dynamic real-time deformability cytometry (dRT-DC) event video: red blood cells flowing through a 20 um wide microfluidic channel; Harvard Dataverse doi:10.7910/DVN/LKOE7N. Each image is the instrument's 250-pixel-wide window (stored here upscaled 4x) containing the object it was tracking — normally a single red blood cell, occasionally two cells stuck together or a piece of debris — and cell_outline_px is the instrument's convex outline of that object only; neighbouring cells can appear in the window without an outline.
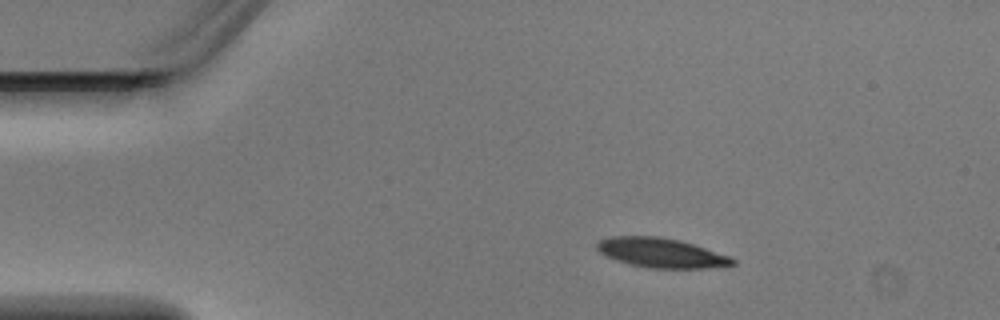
{"species": "Egyptian fruit bat (a non-hibernating species)", "species_latin": "Rousettus aegyptiacus", "temperature_condition": "warm", "stored_images_in_passage": 3, "camera_frame_rate_fps": 3000, "um_per_image_px": 0.085, "animal": {"sex": "male"}, "frame": {"image": 1, "passage_image": 2, "time_ms": 0.333, "image_size_px": [1000, 320], "cell_outline_px": [[736, 264], [708, 268], [648, 268], [628, 264], [616, 260], [600, 252], [596, 248], [596, 244], [600, 240], [612, 236], [660, 236], [680, 240], [732, 256], [736, 260]], "centroid_in_image_um": [56.23, 21.49], "position_along_channel_um": 28.8, "area_um2": 23.47}}